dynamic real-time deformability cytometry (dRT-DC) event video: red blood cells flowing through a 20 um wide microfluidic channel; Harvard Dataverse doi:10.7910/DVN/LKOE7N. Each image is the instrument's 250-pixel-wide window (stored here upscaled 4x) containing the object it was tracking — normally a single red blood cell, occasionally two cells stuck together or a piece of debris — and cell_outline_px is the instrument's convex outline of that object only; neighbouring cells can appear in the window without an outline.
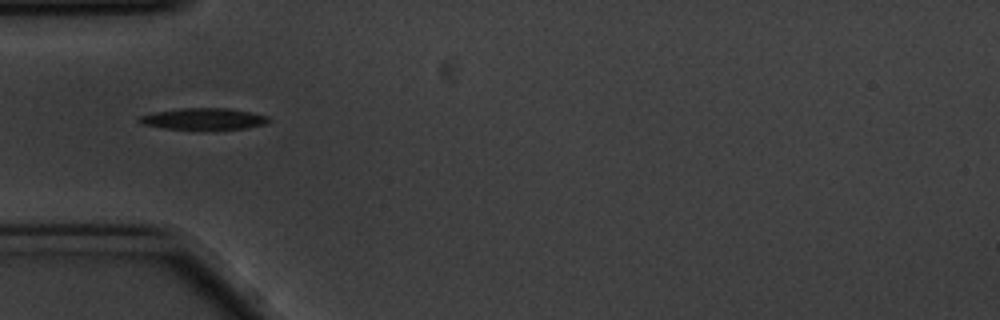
{"species": "common noctule bat (a hibernating species)", "species_latin": "Nyctalus noctula", "temperature_condition": "cold", "stored_images_in_passage": 41, "camera_frame_rate_fps": 3000, "um_per_image_px": 0.085, "animal": {"sex": "male", "body_mass_g": 20.1, "forearm_length_mm": 53.5}, "frame": {"image": 1, "passage_image": 1, "time_ms": 0.0, "image_size_px": [1000, 320], "cell_outline_px": [[268, 120], [264, 124], [244, 128], [204, 132], [164, 128], [140, 124], [136, 120], [140, 116], [156, 112], [180, 108], [228, 108], [268, 116]], "centroid_in_image_um": [17.24, 10.15], "position_along_channel_um": 67.8, "area_um2": 16.76}}
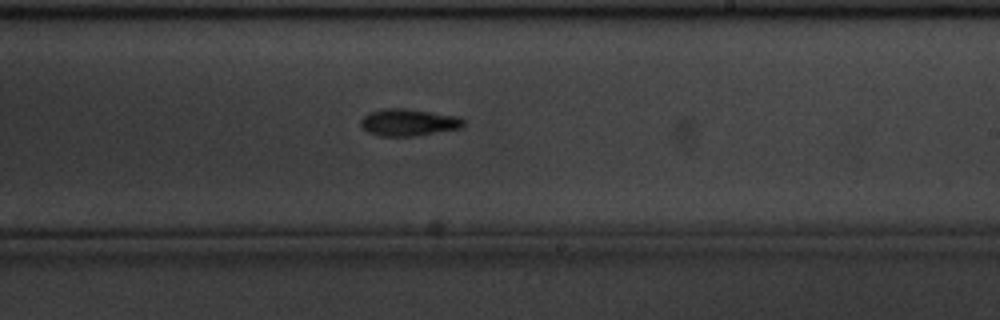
{"frame": {"image": 2, "passage_image": 17, "time_ms": 5.333, "image_size_px": [1000, 320], "cell_outline_px": [[464, 124], [460, 128], [416, 136], [380, 136], [368, 132], [360, 124], [360, 120], [368, 112], [380, 108], [408, 108], [460, 116], [464, 120]], "centroid_in_image_um": [34.72, 10.38], "position_along_channel_um": 254.3, "area_um2": 16.42}}
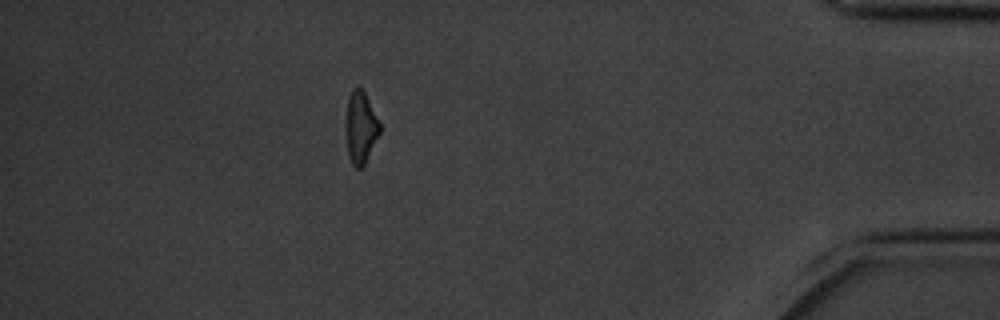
{"frame": {"image": 3, "passage_image": 34, "time_ms": 11.0, "image_size_px": [1000, 320], "cell_outline_px": [[380, 132], [364, 164], [360, 168], [356, 168], [352, 164], [348, 156], [344, 128], [344, 124], [348, 96], [352, 88], [356, 84], [364, 92], [380, 124]], "centroid_in_image_um": [30.6, 10.8], "position_along_channel_um": 404.6, "area_um2": 14.39}, "authors_computed_cell_mechanics": {"area_um2": 15.5482, "velocity_mm_per_s": 3.4865, "shape_relaxation_time_tau1_ms": 2.3388, "shape_relaxation_time_tau2_ms": null, "deformation_change_tau1": 0.1405, "deformation_change_tau2": null}}